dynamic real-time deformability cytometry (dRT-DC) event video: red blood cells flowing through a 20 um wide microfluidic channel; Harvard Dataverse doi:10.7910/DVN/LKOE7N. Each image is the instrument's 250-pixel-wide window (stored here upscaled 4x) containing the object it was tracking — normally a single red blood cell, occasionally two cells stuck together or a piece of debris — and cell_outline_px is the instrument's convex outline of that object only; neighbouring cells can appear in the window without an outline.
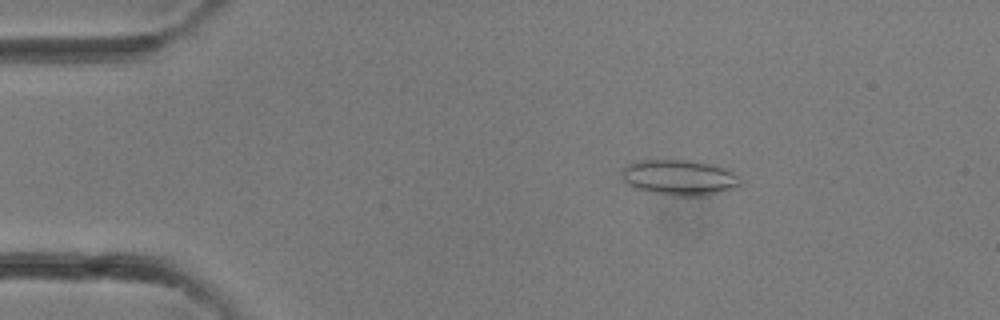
{"species": "common noctule bat (a hibernating species)", "species_latin": "Nyctalus noctula", "temperature_condition": "room temperature", "stored_images_in_passage": 33, "camera_frame_rate_fps": 3000, "um_per_image_px": 0.085, "animal": {"sex": "female"}, "frame": {"image": 1, "passage_image": 6, "time_ms": 1.667, "image_size_px": [1000, 320], "cell_outline_px": [[740, 184], [732, 188], [700, 196], [676, 196], [636, 188], [624, 184], [620, 168], [636, 160], [692, 160], [716, 164], [732, 172], [740, 180]], "centroid_in_image_um": [57.67, 15.06], "position_along_channel_um": 27.3, "area_um2": 24.45}}
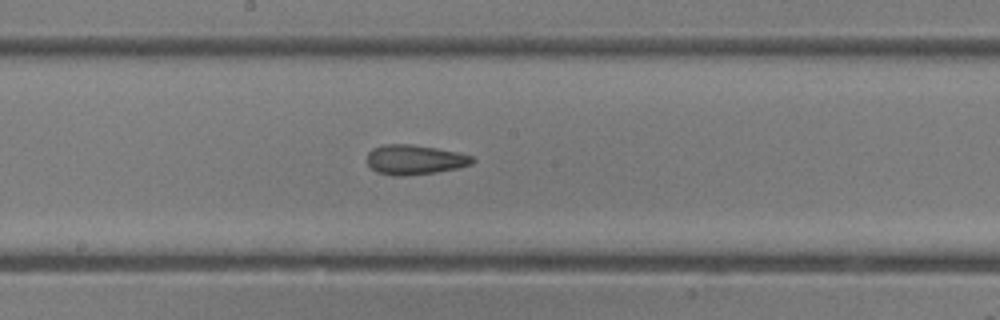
{"frame": {"image": 2, "passage_image": 18, "time_ms": 5.667, "image_size_px": [1000, 320], "cell_outline_px": [[476, 160], [472, 164], [460, 168], [436, 172], [404, 176], [392, 176], [376, 172], [364, 160], [368, 152], [372, 148], [384, 144], [412, 144], [460, 152], [472, 156]], "centroid_in_image_um": [35.24, 13.57], "position_along_channel_um": 213.0, "area_um2": 18.67}}
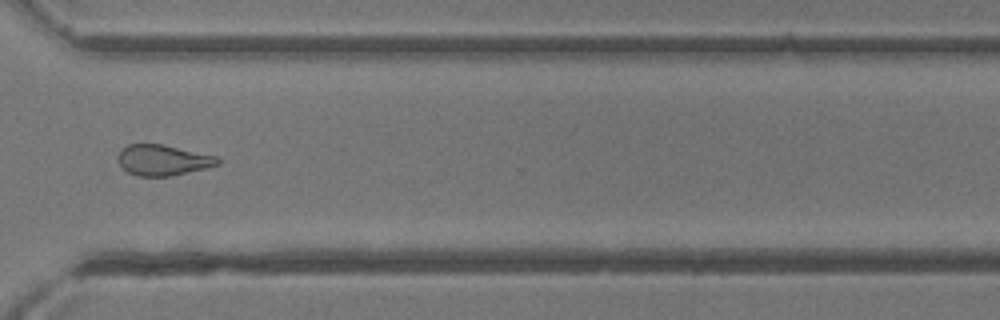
{"frame": {"image": 3, "passage_image": 25, "time_ms": 8.0, "image_size_px": [1000, 320], "cell_outline_px": [[220, 164], [208, 168], [172, 176], [136, 176], [128, 172], [116, 160], [116, 156], [128, 144], [164, 144], [216, 156], [220, 160]], "centroid_in_image_um": [13.86, 13.61], "position_along_channel_um": 356.7, "area_um2": 17.98}}